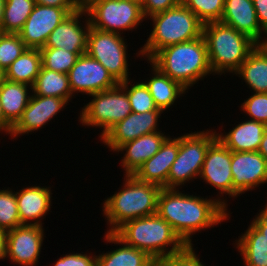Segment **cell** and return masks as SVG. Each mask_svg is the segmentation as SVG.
Listing matches in <instances>:
<instances>
[{"instance_id":"6da1fadb","label":"cell","mask_w":267,"mask_h":266,"mask_svg":"<svg viewBox=\"0 0 267 266\" xmlns=\"http://www.w3.org/2000/svg\"><path fill=\"white\" fill-rule=\"evenodd\" d=\"M217 195L208 199L182 193L178 188H162L157 199V214L186 245L194 246L191 238L195 233L230 219L228 209L222 206Z\"/></svg>"},{"instance_id":"7a4b0ae2","label":"cell","mask_w":267,"mask_h":266,"mask_svg":"<svg viewBox=\"0 0 267 266\" xmlns=\"http://www.w3.org/2000/svg\"><path fill=\"white\" fill-rule=\"evenodd\" d=\"M148 61L185 89L212 74L204 36L165 47Z\"/></svg>"},{"instance_id":"3957f363","label":"cell","mask_w":267,"mask_h":266,"mask_svg":"<svg viewBox=\"0 0 267 266\" xmlns=\"http://www.w3.org/2000/svg\"><path fill=\"white\" fill-rule=\"evenodd\" d=\"M114 234L126 245L144 251L156 263L187 246L157 213L127 221Z\"/></svg>"},{"instance_id":"277c9868","label":"cell","mask_w":267,"mask_h":266,"mask_svg":"<svg viewBox=\"0 0 267 266\" xmlns=\"http://www.w3.org/2000/svg\"><path fill=\"white\" fill-rule=\"evenodd\" d=\"M123 188L103 202L102 211L107 219V233H114L127 221L157 213L159 185L142 182L133 175H125Z\"/></svg>"},{"instance_id":"5b68a950","label":"cell","mask_w":267,"mask_h":266,"mask_svg":"<svg viewBox=\"0 0 267 266\" xmlns=\"http://www.w3.org/2000/svg\"><path fill=\"white\" fill-rule=\"evenodd\" d=\"M149 19L152 20L153 29L136 53L137 57H145L147 61L165 47L199 38L203 34V23L181 2Z\"/></svg>"},{"instance_id":"8992f818","label":"cell","mask_w":267,"mask_h":266,"mask_svg":"<svg viewBox=\"0 0 267 266\" xmlns=\"http://www.w3.org/2000/svg\"><path fill=\"white\" fill-rule=\"evenodd\" d=\"M212 75L235 73L257 43L247 35L220 21L203 24Z\"/></svg>"},{"instance_id":"52a82bcc","label":"cell","mask_w":267,"mask_h":266,"mask_svg":"<svg viewBox=\"0 0 267 266\" xmlns=\"http://www.w3.org/2000/svg\"><path fill=\"white\" fill-rule=\"evenodd\" d=\"M203 130L179 136V151L163 188H181L199 178L209 145L217 138L216 130Z\"/></svg>"},{"instance_id":"ba28073f","label":"cell","mask_w":267,"mask_h":266,"mask_svg":"<svg viewBox=\"0 0 267 266\" xmlns=\"http://www.w3.org/2000/svg\"><path fill=\"white\" fill-rule=\"evenodd\" d=\"M83 8L91 27L117 34L138 28L147 20L142 6L128 0H85Z\"/></svg>"},{"instance_id":"9c48e42d","label":"cell","mask_w":267,"mask_h":266,"mask_svg":"<svg viewBox=\"0 0 267 266\" xmlns=\"http://www.w3.org/2000/svg\"><path fill=\"white\" fill-rule=\"evenodd\" d=\"M90 96L93 99L82 107L78 121L83 126L102 128L100 138L132 112L127 93L120 84Z\"/></svg>"},{"instance_id":"30bf717a","label":"cell","mask_w":267,"mask_h":266,"mask_svg":"<svg viewBox=\"0 0 267 266\" xmlns=\"http://www.w3.org/2000/svg\"><path fill=\"white\" fill-rule=\"evenodd\" d=\"M127 46L122 34L90 27L86 53L101 63L118 83L131 79Z\"/></svg>"},{"instance_id":"8fae6325","label":"cell","mask_w":267,"mask_h":266,"mask_svg":"<svg viewBox=\"0 0 267 266\" xmlns=\"http://www.w3.org/2000/svg\"><path fill=\"white\" fill-rule=\"evenodd\" d=\"M207 185L219 190L221 204L228 208L224 195L233 197V176L231 172V151L216 138L208 147L199 175ZM224 199V200H223Z\"/></svg>"},{"instance_id":"7c38bea8","label":"cell","mask_w":267,"mask_h":266,"mask_svg":"<svg viewBox=\"0 0 267 266\" xmlns=\"http://www.w3.org/2000/svg\"><path fill=\"white\" fill-rule=\"evenodd\" d=\"M80 9L81 8H58L35 4L22 30L18 34L28 48L40 49L45 46L50 33L68 17L69 14L77 12Z\"/></svg>"},{"instance_id":"4fadbf2b","label":"cell","mask_w":267,"mask_h":266,"mask_svg":"<svg viewBox=\"0 0 267 266\" xmlns=\"http://www.w3.org/2000/svg\"><path fill=\"white\" fill-rule=\"evenodd\" d=\"M67 74L73 96L74 93L90 96L119 84L101 63L87 53L79 56Z\"/></svg>"},{"instance_id":"5bb4252c","label":"cell","mask_w":267,"mask_h":266,"mask_svg":"<svg viewBox=\"0 0 267 266\" xmlns=\"http://www.w3.org/2000/svg\"><path fill=\"white\" fill-rule=\"evenodd\" d=\"M43 226L20 225L6 232V258L20 266L38 264L44 240Z\"/></svg>"},{"instance_id":"9a60e30c","label":"cell","mask_w":267,"mask_h":266,"mask_svg":"<svg viewBox=\"0 0 267 266\" xmlns=\"http://www.w3.org/2000/svg\"><path fill=\"white\" fill-rule=\"evenodd\" d=\"M233 197L267 183V160L258 151L232 152Z\"/></svg>"},{"instance_id":"2e32d148","label":"cell","mask_w":267,"mask_h":266,"mask_svg":"<svg viewBox=\"0 0 267 266\" xmlns=\"http://www.w3.org/2000/svg\"><path fill=\"white\" fill-rule=\"evenodd\" d=\"M162 113L163 111L131 112L124 120L112 126L100 140L115 152L122 144L142 135L160 131L158 122Z\"/></svg>"},{"instance_id":"e0dca14e","label":"cell","mask_w":267,"mask_h":266,"mask_svg":"<svg viewBox=\"0 0 267 266\" xmlns=\"http://www.w3.org/2000/svg\"><path fill=\"white\" fill-rule=\"evenodd\" d=\"M68 102L65 99L52 96L34 95L30 98L29 104L23 111L17 123L12 127L11 138L19 135L29 134L42 129L52 120L61 109H64Z\"/></svg>"},{"instance_id":"ac0fdd59","label":"cell","mask_w":267,"mask_h":266,"mask_svg":"<svg viewBox=\"0 0 267 266\" xmlns=\"http://www.w3.org/2000/svg\"><path fill=\"white\" fill-rule=\"evenodd\" d=\"M83 16L86 18L82 21L84 25L81 22ZM90 27L87 12L82 7L77 12L69 14L50 33L44 47L62 48L72 53H86Z\"/></svg>"},{"instance_id":"d6986e66","label":"cell","mask_w":267,"mask_h":266,"mask_svg":"<svg viewBox=\"0 0 267 266\" xmlns=\"http://www.w3.org/2000/svg\"><path fill=\"white\" fill-rule=\"evenodd\" d=\"M179 151V137L168 136L159 151L145 161L133 176L142 182L159 185L163 188L167 184L168 175Z\"/></svg>"},{"instance_id":"ffe728a7","label":"cell","mask_w":267,"mask_h":266,"mask_svg":"<svg viewBox=\"0 0 267 266\" xmlns=\"http://www.w3.org/2000/svg\"><path fill=\"white\" fill-rule=\"evenodd\" d=\"M15 194L21 225L43 226L41 220L51 210V188L35 185L22 188Z\"/></svg>"},{"instance_id":"44dd1931","label":"cell","mask_w":267,"mask_h":266,"mask_svg":"<svg viewBox=\"0 0 267 266\" xmlns=\"http://www.w3.org/2000/svg\"><path fill=\"white\" fill-rule=\"evenodd\" d=\"M220 22L247 35L258 45L261 43L264 29L259 24L253 0H225Z\"/></svg>"},{"instance_id":"7402d4cb","label":"cell","mask_w":267,"mask_h":266,"mask_svg":"<svg viewBox=\"0 0 267 266\" xmlns=\"http://www.w3.org/2000/svg\"><path fill=\"white\" fill-rule=\"evenodd\" d=\"M167 137L165 132L156 131L122 144L116 152L124 153L125 151L120 164L125 170L124 175H133L145 161L159 151Z\"/></svg>"},{"instance_id":"603a6c76","label":"cell","mask_w":267,"mask_h":266,"mask_svg":"<svg viewBox=\"0 0 267 266\" xmlns=\"http://www.w3.org/2000/svg\"><path fill=\"white\" fill-rule=\"evenodd\" d=\"M267 126L263 123L248 120L239 122L227 133H217V138L232 152L258 151Z\"/></svg>"},{"instance_id":"cb8c5ba5","label":"cell","mask_w":267,"mask_h":266,"mask_svg":"<svg viewBox=\"0 0 267 266\" xmlns=\"http://www.w3.org/2000/svg\"><path fill=\"white\" fill-rule=\"evenodd\" d=\"M104 239L121 247L96 255V266H156L144 251L126 245L114 233L105 232Z\"/></svg>"},{"instance_id":"d4e9b609","label":"cell","mask_w":267,"mask_h":266,"mask_svg":"<svg viewBox=\"0 0 267 266\" xmlns=\"http://www.w3.org/2000/svg\"><path fill=\"white\" fill-rule=\"evenodd\" d=\"M152 67L150 79L144 81L148 87L155 106L163 112L177 102V98L184 96L187 91L179 82L171 79L169 76L161 72L150 61L148 62ZM184 94V95H183Z\"/></svg>"},{"instance_id":"484cf974","label":"cell","mask_w":267,"mask_h":266,"mask_svg":"<svg viewBox=\"0 0 267 266\" xmlns=\"http://www.w3.org/2000/svg\"><path fill=\"white\" fill-rule=\"evenodd\" d=\"M32 86L5 80L0 85V103L5 120L13 127L29 104ZM29 94V95H28ZM31 94V95H30Z\"/></svg>"},{"instance_id":"4316f807","label":"cell","mask_w":267,"mask_h":266,"mask_svg":"<svg viewBox=\"0 0 267 266\" xmlns=\"http://www.w3.org/2000/svg\"><path fill=\"white\" fill-rule=\"evenodd\" d=\"M235 74L254 93H267V48L257 45Z\"/></svg>"},{"instance_id":"83f0119b","label":"cell","mask_w":267,"mask_h":266,"mask_svg":"<svg viewBox=\"0 0 267 266\" xmlns=\"http://www.w3.org/2000/svg\"><path fill=\"white\" fill-rule=\"evenodd\" d=\"M234 244L244 266H267V240L251 223Z\"/></svg>"},{"instance_id":"f1b7e54d","label":"cell","mask_w":267,"mask_h":266,"mask_svg":"<svg viewBox=\"0 0 267 266\" xmlns=\"http://www.w3.org/2000/svg\"><path fill=\"white\" fill-rule=\"evenodd\" d=\"M42 67L39 49L27 48L5 71V78L11 82L33 86Z\"/></svg>"},{"instance_id":"f546056e","label":"cell","mask_w":267,"mask_h":266,"mask_svg":"<svg viewBox=\"0 0 267 266\" xmlns=\"http://www.w3.org/2000/svg\"><path fill=\"white\" fill-rule=\"evenodd\" d=\"M32 93L39 96H52L65 99L68 103L73 98L68 74L49 70L43 66L32 86Z\"/></svg>"},{"instance_id":"4dcf8cb0","label":"cell","mask_w":267,"mask_h":266,"mask_svg":"<svg viewBox=\"0 0 267 266\" xmlns=\"http://www.w3.org/2000/svg\"><path fill=\"white\" fill-rule=\"evenodd\" d=\"M35 4V0H6L1 27L2 33L18 34Z\"/></svg>"},{"instance_id":"1f68e13d","label":"cell","mask_w":267,"mask_h":266,"mask_svg":"<svg viewBox=\"0 0 267 266\" xmlns=\"http://www.w3.org/2000/svg\"><path fill=\"white\" fill-rule=\"evenodd\" d=\"M42 57V66L52 71L67 74L76 63L80 55L62 48L42 47L39 49Z\"/></svg>"},{"instance_id":"d6a6232c","label":"cell","mask_w":267,"mask_h":266,"mask_svg":"<svg viewBox=\"0 0 267 266\" xmlns=\"http://www.w3.org/2000/svg\"><path fill=\"white\" fill-rule=\"evenodd\" d=\"M130 79L119 83L127 93L133 113H145L149 111H162L155 106L153 97L144 82L130 84ZM130 84V86H129Z\"/></svg>"},{"instance_id":"836d02e7","label":"cell","mask_w":267,"mask_h":266,"mask_svg":"<svg viewBox=\"0 0 267 266\" xmlns=\"http://www.w3.org/2000/svg\"><path fill=\"white\" fill-rule=\"evenodd\" d=\"M20 225L15 191L9 187L0 189V230L7 232Z\"/></svg>"},{"instance_id":"e575fe53","label":"cell","mask_w":267,"mask_h":266,"mask_svg":"<svg viewBox=\"0 0 267 266\" xmlns=\"http://www.w3.org/2000/svg\"><path fill=\"white\" fill-rule=\"evenodd\" d=\"M225 0H181L203 23L221 21Z\"/></svg>"},{"instance_id":"d590c367","label":"cell","mask_w":267,"mask_h":266,"mask_svg":"<svg viewBox=\"0 0 267 266\" xmlns=\"http://www.w3.org/2000/svg\"><path fill=\"white\" fill-rule=\"evenodd\" d=\"M27 48L19 34L2 33L0 35V68L6 71Z\"/></svg>"},{"instance_id":"8d00e7d4","label":"cell","mask_w":267,"mask_h":266,"mask_svg":"<svg viewBox=\"0 0 267 266\" xmlns=\"http://www.w3.org/2000/svg\"><path fill=\"white\" fill-rule=\"evenodd\" d=\"M241 112L249 116V120L263 123L267 126V93H253L241 104Z\"/></svg>"},{"instance_id":"74e56055","label":"cell","mask_w":267,"mask_h":266,"mask_svg":"<svg viewBox=\"0 0 267 266\" xmlns=\"http://www.w3.org/2000/svg\"><path fill=\"white\" fill-rule=\"evenodd\" d=\"M206 266L194 251L193 245L156 263V266Z\"/></svg>"},{"instance_id":"f35d334b","label":"cell","mask_w":267,"mask_h":266,"mask_svg":"<svg viewBox=\"0 0 267 266\" xmlns=\"http://www.w3.org/2000/svg\"><path fill=\"white\" fill-rule=\"evenodd\" d=\"M56 261L54 266H96V256L83 252L67 253Z\"/></svg>"},{"instance_id":"ab89813d","label":"cell","mask_w":267,"mask_h":266,"mask_svg":"<svg viewBox=\"0 0 267 266\" xmlns=\"http://www.w3.org/2000/svg\"><path fill=\"white\" fill-rule=\"evenodd\" d=\"M180 2L181 0H143L141 5L143 16L146 19L157 13L165 12Z\"/></svg>"},{"instance_id":"60d3db41","label":"cell","mask_w":267,"mask_h":266,"mask_svg":"<svg viewBox=\"0 0 267 266\" xmlns=\"http://www.w3.org/2000/svg\"><path fill=\"white\" fill-rule=\"evenodd\" d=\"M36 4L53 6L58 8H82L81 0H35Z\"/></svg>"},{"instance_id":"b9f144b4","label":"cell","mask_w":267,"mask_h":266,"mask_svg":"<svg viewBox=\"0 0 267 266\" xmlns=\"http://www.w3.org/2000/svg\"><path fill=\"white\" fill-rule=\"evenodd\" d=\"M251 224L259 230L267 240V203L263 210L261 209L256 217L252 219Z\"/></svg>"},{"instance_id":"7bdbcfd3","label":"cell","mask_w":267,"mask_h":266,"mask_svg":"<svg viewBox=\"0 0 267 266\" xmlns=\"http://www.w3.org/2000/svg\"><path fill=\"white\" fill-rule=\"evenodd\" d=\"M253 5L259 24L265 30L267 28V0H253Z\"/></svg>"},{"instance_id":"ee69618b","label":"cell","mask_w":267,"mask_h":266,"mask_svg":"<svg viewBox=\"0 0 267 266\" xmlns=\"http://www.w3.org/2000/svg\"><path fill=\"white\" fill-rule=\"evenodd\" d=\"M12 126L5 120V116L2 111L0 103V133L5 132L7 135L11 134Z\"/></svg>"},{"instance_id":"f6af8a7d","label":"cell","mask_w":267,"mask_h":266,"mask_svg":"<svg viewBox=\"0 0 267 266\" xmlns=\"http://www.w3.org/2000/svg\"><path fill=\"white\" fill-rule=\"evenodd\" d=\"M6 259V232L0 230V260Z\"/></svg>"},{"instance_id":"bcb514c9","label":"cell","mask_w":267,"mask_h":266,"mask_svg":"<svg viewBox=\"0 0 267 266\" xmlns=\"http://www.w3.org/2000/svg\"><path fill=\"white\" fill-rule=\"evenodd\" d=\"M258 152L262 154L267 160V129L265 130L262 140L260 142V146L258 148Z\"/></svg>"},{"instance_id":"7dc6e473","label":"cell","mask_w":267,"mask_h":266,"mask_svg":"<svg viewBox=\"0 0 267 266\" xmlns=\"http://www.w3.org/2000/svg\"><path fill=\"white\" fill-rule=\"evenodd\" d=\"M5 1L6 0H0V28L2 27V22L4 17Z\"/></svg>"},{"instance_id":"c3c4849f","label":"cell","mask_w":267,"mask_h":266,"mask_svg":"<svg viewBox=\"0 0 267 266\" xmlns=\"http://www.w3.org/2000/svg\"><path fill=\"white\" fill-rule=\"evenodd\" d=\"M263 35L266 36V37L262 38L261 43L259 44V46L267 48V28L264 30Z\"/></svg>"},{"instance_id":"681fc988","label":"cell","mask_w":267,"mask_h":266,"mask_svg":"<svg viewBox=\"0 0 267 266\" xmlns=\"http://www.w3.org/2000/svg\"><path fill=\"white\" fill-rule=\"evenodd\" d=\"M6 80L5 78V71L0 68V85Z\"/></svg>"},{"instance_id":"f907efd6","label":"cell","mask_w":267,"mask_h":266,"mask_svg":"<svg viewBox=\"0 0 267 266\" xmlns=\"http://www.w3.org/2000/svg\"><path fill=\"white\" fill-rule=\"evenodd\" d=\"M128 1H132V2L138 3L140 5H142V2H143V0H128Z\"/></svg>"}]
</instances>
